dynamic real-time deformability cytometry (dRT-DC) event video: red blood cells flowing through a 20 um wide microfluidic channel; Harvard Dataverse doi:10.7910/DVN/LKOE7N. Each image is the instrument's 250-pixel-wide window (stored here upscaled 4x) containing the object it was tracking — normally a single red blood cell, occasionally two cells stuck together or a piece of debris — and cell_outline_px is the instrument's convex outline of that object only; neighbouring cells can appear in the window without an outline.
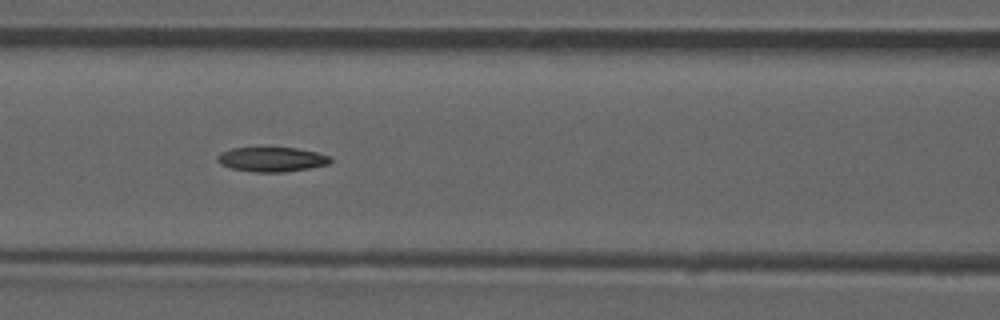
{"species": "common noctule bat (a hibernating species)", "species_latin": "Nyctalus noctula", "temperature_condition": "room temperature", "stored_images_in_passage": 38, "camera_frame_rate_fps": 3000, "um_per_image_px": 0.085, "animal": {"sex": "male", "forearm_length_mm": 52.5}, "frame": {"image": 1, "passage_image": 12, "time_ms": 3.667, "image_size_px": [1000, 320], "cell_outline_px": [[332, 160], [328, 164], [308, 168], [284, 172], [252, 172], [232, 168], [220, 164], [216, 160], [216, 156], [220, 152], [232, 148], [296, 148], [316, 152], [332, 156]], "centroid_in_image_um": [23.08, 13.54], "position_along_channel_um": 143.5, "area_um2": 16.18}}